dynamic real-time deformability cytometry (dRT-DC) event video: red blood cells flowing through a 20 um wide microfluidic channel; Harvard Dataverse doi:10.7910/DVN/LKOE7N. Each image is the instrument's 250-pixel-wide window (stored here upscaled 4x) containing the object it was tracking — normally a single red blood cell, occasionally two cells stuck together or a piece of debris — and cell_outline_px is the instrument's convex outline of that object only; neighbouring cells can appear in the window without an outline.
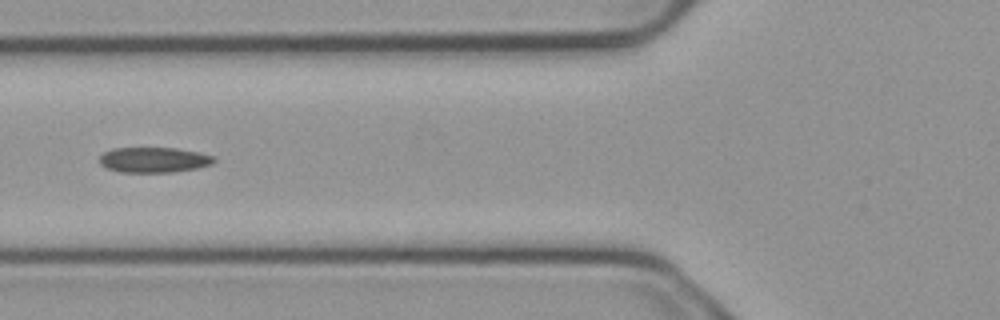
{"species": "common noctule bat (a hibernating species)", "species_latin": "Nyctalus noctula", "temperature_condition": "cold", "stored_images_in_passage": 9, "camera_frame_rate_fps": 3000, "um_per_image_px": 0.085, "animal": {"sex": "male", "body_mass_g": 23.1, "forearm_length_mm": 52.7}, "frame": {"image": 1, "passage_image": 6, "time_ms": 1.667, "image_size_px": [1000, 320], "cell_outline_px": [[216, 160], [212, 164], [196, 168], [172, 172], [120, 172], [104, 168], [100, 164], [100, 156], [104, 152], [112, 148], [176, 148], [196, 152], [212, 156]], "centroid_in_image_um": [13.02, 13.59], "position_along_channel_um": 112.8, "area_um2": 16.82}}
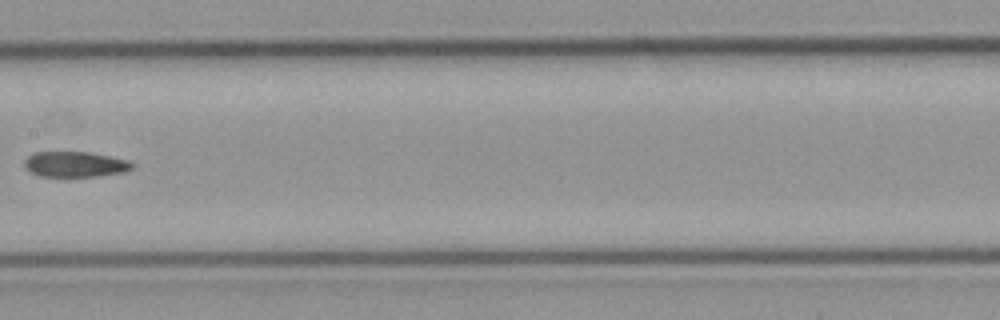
{"frame": {"image": 2, "passage_image": 8, "time_ms": 2.333, "image_size_px": [1000, 320], "cell_outline_px": [[136, 164], [132, 168], [124, 172], [96, 176], [40, 176], [24, 168], [24, 160], [32, 152], [92, 152], [128, 160]], "centroid_in_image_um": [6.39, 13.95], "position_along_channel_um": 201.0, "area_um2": 16.07}}
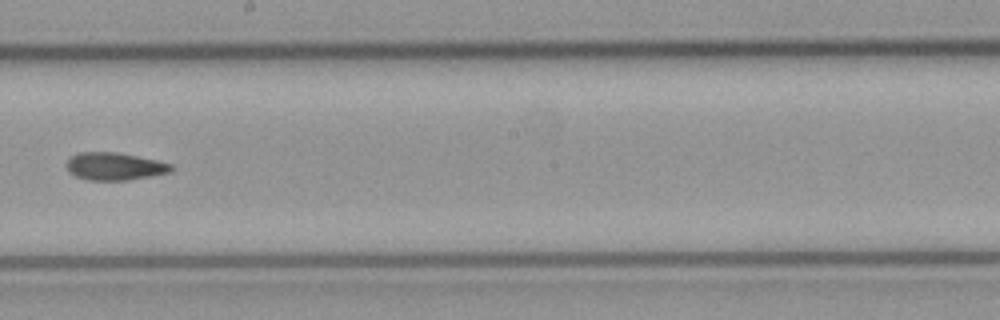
{"frame": {"image": 3, "passage_image": 9, "time_ms": 2.667, "image_size_px": [1000, 320], "cell_outline_px": [[172, 172], [152, 176], [128, 180], [84, 180], [68, 172], [68, 160], [76, 152], [116, 152], [156, 160], [172, 164]], "centroid_in_image_um": [9.74, 14.15], "position_along_channel_um": 238.5, "area_um2": 16.82}}